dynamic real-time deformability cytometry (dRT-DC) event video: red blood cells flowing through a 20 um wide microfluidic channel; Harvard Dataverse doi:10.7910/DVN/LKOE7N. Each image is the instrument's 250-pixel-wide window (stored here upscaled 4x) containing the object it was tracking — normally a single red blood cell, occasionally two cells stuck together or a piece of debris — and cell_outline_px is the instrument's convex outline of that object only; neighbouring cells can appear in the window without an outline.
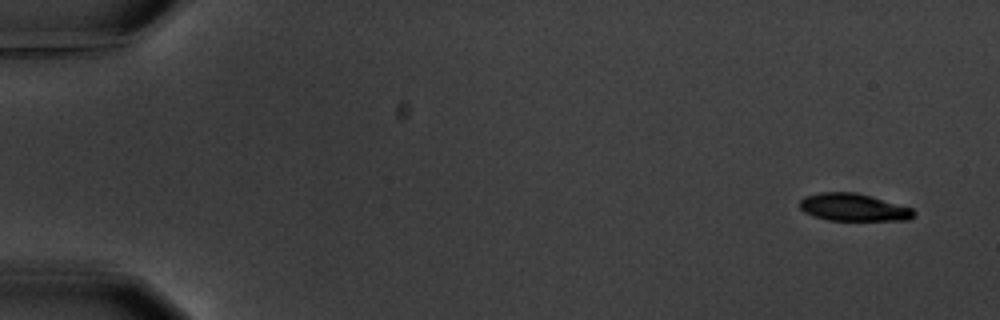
{"species": "common noctule bat (a hibernating species)", "species_latin": "Nyctalus noctula", "temperature_condition": "warm", "stored_images_in_passage": 5, "camera_frame_rate_fps": 3000, "um_per_image_px": 0.085, "animal": {"sex": "male", "body_mass_g": 20.1, "forearm_length_mm": 53.5}, "frame": {"image": 1, "passage_image": 1, "time_ms": 0.0, "image_size_px": [1000, 320], "cell_outline_px": [[916, 212], [908, 220], [828, 220], [812, 216], [804, 212], [800, 208], [800, 200], [804, 196], [820, 192], [856, 192], [872, 196], [912, 208]], "centroid_in_image_um": [72.51, 17.62], "position_along_channel_um": 12.5, "area_um2": 18.32}}
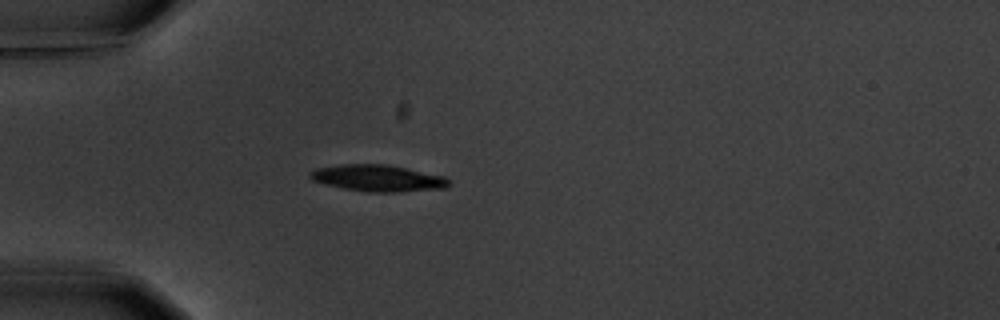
{"frame": {"image": 2, "passage_image": 5, "time_ms": 4.667, "image_size_px": [1000, 320], "cell_outline_px": [[448, 184], [444, 188], [396, 192], [368, 192], [344, 188], [312, 180], [308, 176], [308, 172], [316, 168], [340, 164], [388, 164], [444, 176], [448, 180]], "centroid_in_image_um": [32.08, 15.13], "position_along_channel_um": 52.9, "area_um2": 21.33}}